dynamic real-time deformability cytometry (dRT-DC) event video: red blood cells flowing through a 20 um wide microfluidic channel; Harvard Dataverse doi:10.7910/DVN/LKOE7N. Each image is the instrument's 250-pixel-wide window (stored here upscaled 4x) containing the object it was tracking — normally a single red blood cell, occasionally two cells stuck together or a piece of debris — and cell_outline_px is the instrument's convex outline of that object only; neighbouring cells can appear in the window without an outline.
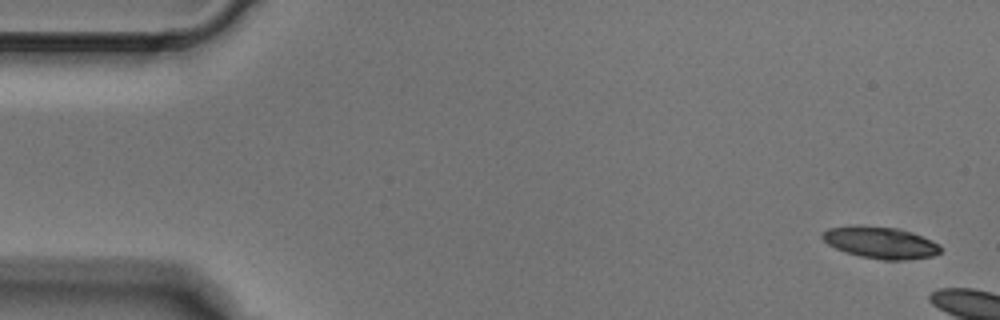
{"species": "Egyptian fruit bat (a non-hibernating species)", "species_latin": "Rousettus aegyptiacus", "temperature_condition": "cold", "stored_images_in_passage": 3, "camera_frame_rate_fps": 3000, "um_per_image_px": 0.085, "animal": {"sex": "male"}, "frame": {"image": 1, "passage_image": 1, "time_ms": 0.0, "image_size_px": [1000, 320], "cell_outline_px": [[940, 252], [932, 256], [904, 260], [884, 260], [860, 256], [836, 248], [828, 244], [820, 236], [820, 232], [828, 228], [856, 224], [896, 228], [912, 232], [932, 240], [940, 244]], "centroid_in_image_um": [74.81, 20.6], "position_along_channel_um": 10.2, "area_um2": 21.96}}